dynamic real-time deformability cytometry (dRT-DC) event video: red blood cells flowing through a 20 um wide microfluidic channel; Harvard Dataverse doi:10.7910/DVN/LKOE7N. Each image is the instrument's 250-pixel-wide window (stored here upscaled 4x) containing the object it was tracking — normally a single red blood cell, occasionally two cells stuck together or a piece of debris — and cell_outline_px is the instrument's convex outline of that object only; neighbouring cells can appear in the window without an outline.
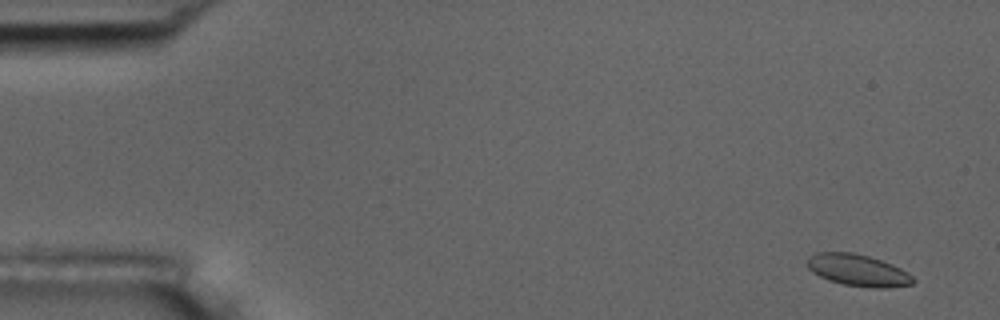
{"species": "common noctule bat (a hibernating species)", "species_latin": "Nyctalus noctula", "temperature_condition": "room temperature", "stored_images_in_passage": 6, "camera_frame_rate_fps": 3000, "um_per_image_px": 0.085, "animal": {"sex": "male", "body_mass_g": 17.5, "forearm_length_mm": 52.3}, "frame": {"image": 1, "passage_image": 1, "time_ms": 0.0, "image_size_px": [1000, 320], "cell_outline_px": [[916, 280], [912, 284], [888, 288], [872, 288], [844, 284], [828, 280], [812, 272], [808, 268], [808, 256], [816, 252], [852, 252], [868, 256], [892, 264], [900, 268], [912, 276]], "centroid_in_image_um": [72.92, 22.97], "position_along_channel_um": 12.1, "area_um2": 19.54}}
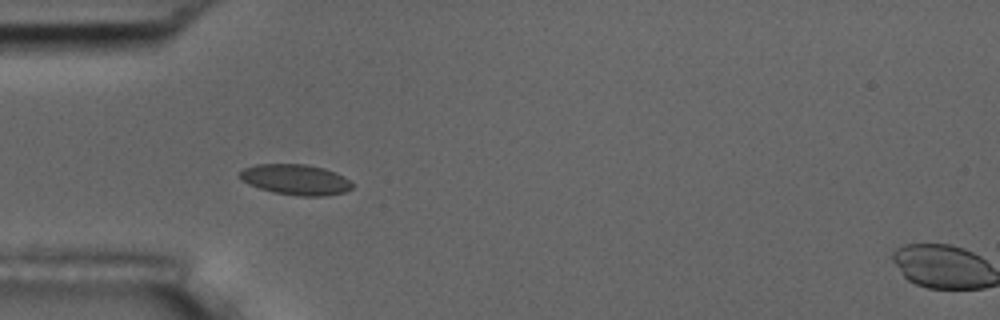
{"frame": {"image": 2, "passage_image": 5, "time_ms": 4.667, "image_size_px": [1000, 320], "cell_outline_px": [[352, 188], [344, 192], [324, 196], [300, 196], [272, 192], [248, 184], [240, 176], [240, 172], [244, 168], [256, 164], [304, 164], [324, 168], [336, 172], [344, 176], [352, 184]], "centroid_in_image_um": [25.14, 15.26], "position_along_channel_um": 59.9, "area_um2": 19.88}}